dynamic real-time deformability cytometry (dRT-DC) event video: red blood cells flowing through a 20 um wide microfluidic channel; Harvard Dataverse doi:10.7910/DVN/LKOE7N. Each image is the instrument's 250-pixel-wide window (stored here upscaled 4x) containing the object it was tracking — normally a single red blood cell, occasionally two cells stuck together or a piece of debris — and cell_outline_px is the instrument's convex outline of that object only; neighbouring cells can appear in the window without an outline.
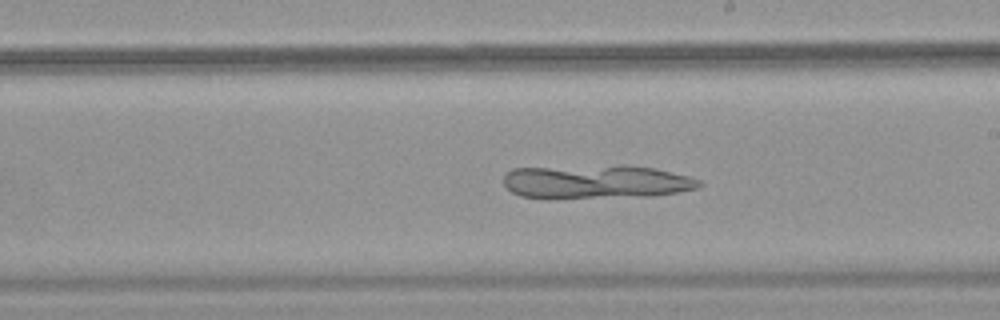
{"species": "common noctule bat (a hibernating species)", "species_latin": "Nyctalus noctula", "temperature_condition": "warm", "stored_images_in_passage": 53, "camera_frame_rate_fps": 3000, "um_per_image_px": 0.085, "animal": {"sex": "female", "body_mass_g": 18.4}, "frame": {"image": 1, "passage_image": 31, "time_ms": 10.0, "image_size_px": [1000, 320], "cell_outline_px": [[704, 184], [700, 188], [680, 192], [652, 196], [548, 200], [520, 196], [512, 192], [504, 184], [504, 172], [512, 168], [620, 164], [624, 164], [656, 168], [688, 176], [700, 180]], "centroid_in_image_um": [50.65, 15.46], "position_along_channel_um": 238.3, "area_um2": 40.06}}